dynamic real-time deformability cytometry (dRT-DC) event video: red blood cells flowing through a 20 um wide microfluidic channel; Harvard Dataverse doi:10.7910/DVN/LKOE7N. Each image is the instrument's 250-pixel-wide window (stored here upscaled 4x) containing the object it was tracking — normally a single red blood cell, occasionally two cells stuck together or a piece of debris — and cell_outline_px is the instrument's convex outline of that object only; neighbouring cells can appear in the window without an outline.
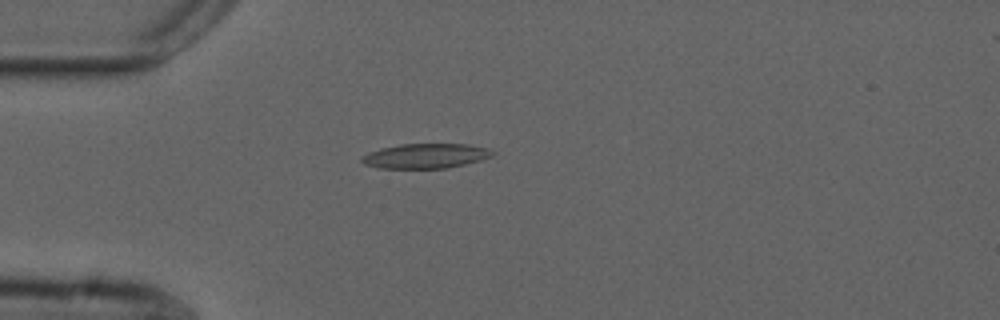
{"species": "common noctule bat (a hibernating species)", "species_latin": "Nyctalus noctula", "temperature_condition": "cold", "stored_images_in_passage": 16, "camera_frame_rate_fps": 3000, "um_per_image_px": 0.085, "animal": {"sex": "male", "forearm_length_mm": 52.5}, "frame": {"image": 1, "passage_image": 4, "time_ms": 1.0, "image_size_px": [1000, 320], "cell_outline_px": [[496, 152], [492, 156], [480, 160], [448, 168], [380, 168], [364, 164], [360, 160], [360, 156], [368, 152], [380, 148], [400, 144], [468, 144], [488, 148]], "centroid_in_image_um": [36.15, 13.25], "position_along_channel_um": 48.8, "area_um2": 18.96}}
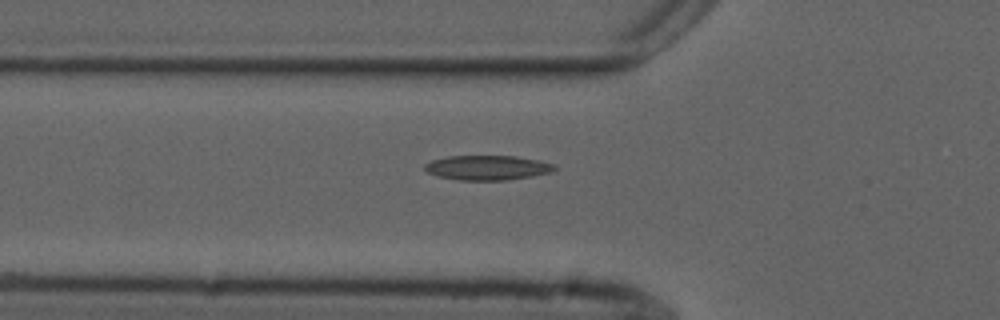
{"frame": {"image": 2, "passage_image": 8, "time_ms": 2.333, "image_size_px": [1000, 320], "cell_outline_px": [[556, 168], [552, 172], [532, 176], [508, 180], [460, 180], [436, 176], [428, 172], [424, 168], [424, 164], [432, 160], [448, 156], [516, 156], [540, 160], [552, 164]], "centroid_in_image_um": [41.42, 14.25], "position_along_channel_um": 84.4, "area_um2": 18.67}}
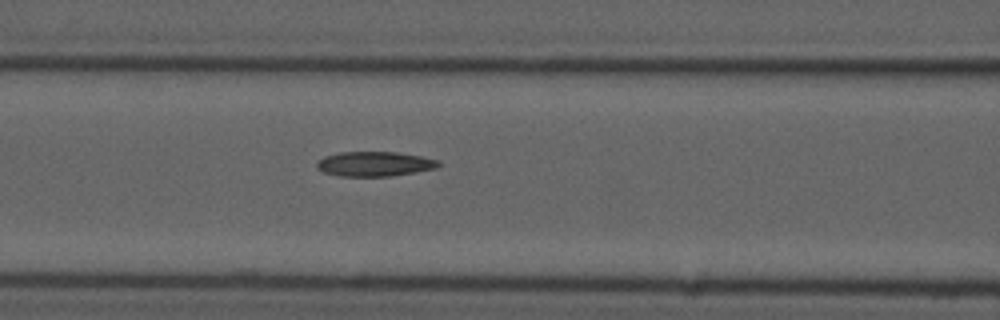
{"frame": {"image": 3, "passage_image": 12, "time_ms": 3.667, "image_size_px": [1000, 320], "cell_outline_px": [[440, 164], [436, 168], [388, 176], [340, 176], [324, 172], [316, 168], [316, 160], [324, 156], [340, 152], [396, 152], [420, 156], [440, 160]], "centroid_in_image_um": [31.79, 13.92], "position_along_channel_um": 134.8, "area_um2": 17.46}}